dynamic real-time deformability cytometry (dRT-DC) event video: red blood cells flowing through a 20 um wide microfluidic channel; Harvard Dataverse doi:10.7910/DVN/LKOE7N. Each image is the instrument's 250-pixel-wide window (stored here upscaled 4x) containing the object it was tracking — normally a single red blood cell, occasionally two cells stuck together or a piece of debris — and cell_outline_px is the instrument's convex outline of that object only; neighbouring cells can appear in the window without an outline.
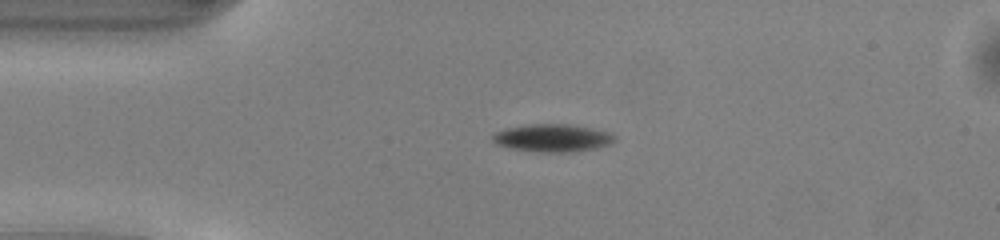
{"species": "common noctule bat (a hibernating species)", "species_latin": "Nyctalus noctula", "temperature_condition": "warm", "stored_images_in_passage": 39, "camera_frame_rate_fps": 3000, "um_per_image_px": 0.085, "animal": {"sex": "male", "body_mass_g": 13.0, "forearm_length_mm": 53.1}, "frame": {"image": 1, "passage_image": 1, "time_ms": 0.0, "image_size_px": [1000, 240], "cell_outline_px": [[616, 140], [612, 144], [596, 148], [576, 152], [536, 152], [512, 148], [496, 144], [492, 140], [492, 136], [496, 132], [504, 128], [532, 124], [568, 124], [592, 128], [612, 132], [616, 136]], "centroid_in_image_um": [47.02, 11.73], "position_along_channel_um": 38.0, "area_um2": 19.94}}
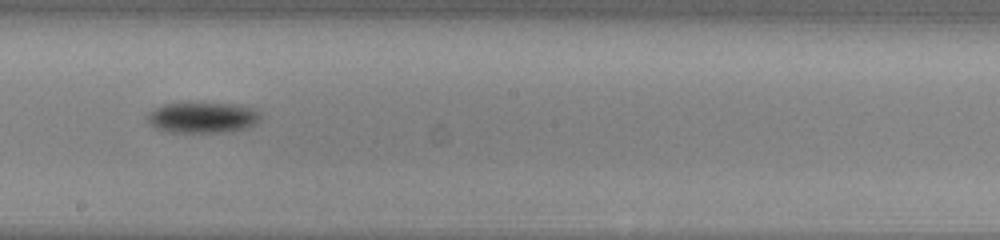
{"frame": {"image": 2, "passage_image": 17, "time_ms": 5.333, "image_size_px": [1000, 240], "cell_outline_px": [[260, 120], [256, 124], [248, 128], [224, 132], [168, 132], [156, 128], [144, 116], [148, 112], [164, 104], [184, 100], [188, 100], [240, 104], [256, 108], [260, 112]], "centroid_in_image_um": [17.24, 9.93], "position_along_channel_um": 231.0, "area_um2": 21.44}}
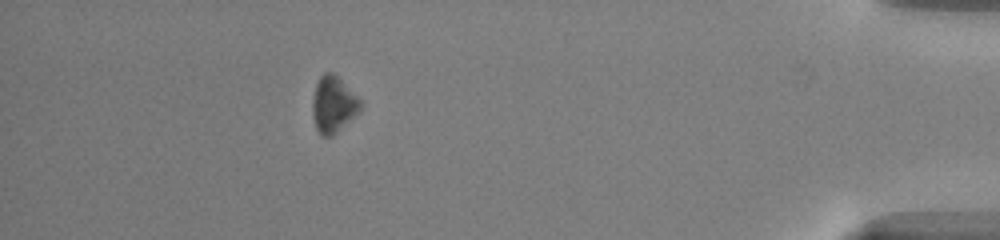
{"frame": {"image": 3, "passage_image": 34, "time_ms": 11.0, "image_size_px": [1000, 240], "cell_outline_px": [[364, 104], [360, 112], [332, 136], [320, 136], [316, 128], [312, 116], [312, 100], [316, 84], [320, 76], [324, 72], [332, 72]], "centroid_in_image_um": [28.32, 8.91], "position_along_channel_um": 406.9, "area_um2": 15.72}, "authors_computed_cell_mechanics": {"area_um2": 19.5942, "velocity_mm_per_s": 4.1274, "shape_relaxation_time_tau1_ms": 1.3175, "shape_relaxation_time_tau2_ms": null, "deformation_change_tau1": 0.0614, "deformation_change_tau2": null}}